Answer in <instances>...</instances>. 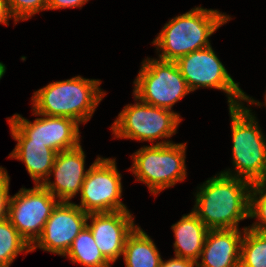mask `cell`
Segmentation results:
<instances>
[{"instance_id": "cell-1", "label": "cell", "mask_w": 266, "mask_h": 267, "mask_svg": "<svg viewBox=\"0 0 266 267\" xmlns=\"http://www.w3.org/2000/svg\"><path fill=\"white\" fill-rule=\"evenodd\" d=\"M251 185L219 172L197 187L192 211L209 230L239 229V222L249 218Z\"/></svg>"}, {"instance_id": "cell-2", "label": "cell", "mask_w": 266, "mask_h": 267, "mask_svg": "<svg viewBox=\"0 0 266 267\" xmlns=\"http://www.w3.org/2000/svg\"><path fill=\"white\" fill-rule=\"evenodd\" d=\"M232 18L215 9L194 7L164 25L152 41L158 59L176 62L179 58L211 45L209 37Z\"/></svg>"}, {"instance_id": "cell-3", "label": "cell", "mask_w": 266, "mask_h": 267, "mask_svg": "<svg viewBox=\"0 0 266 267\" xmlns=\"http://www.w3.org/2000/svg\"><path fill=\"white\" fill-rule=\"evenodd\" d=\"M99 79H86L80 75L56 81L34 92L32 109L46 116L68 117L79 124L91 119L100 101L106 95Z\"/></svg>"}, {"instance_id": "cell-4", "label": "cell", "mask_w": 266, "mask_h": 267, "mask_svg": "<svg viewBox=\"0 0 266 267\" xmlns=\"http://www.w3.org/2000/svg\"><path fill=\"white\" fill-rule=\"evenodd\" d=\"M231 119L233 170L221 173L246 179L251 183L266 181V137L251 108L228 107Z\"/></svg>"}, {"instance_id": "cell-5", "label": "cell", "mask_w": 266, "mask_h": 267, "mask_svg": "<svg viewBox=\"0 0 266 267\" xmlns=\"http://www.w3.org/2000/svg\"><path fill=\"white\" fill-rule=\"evenodd\" d=\"M132 171L136 180L147 185L157 195L187 177L186 143L147 145L131 155Z\"/></svg>"}, {"instance_id": "cell-6", "label": "cell", "mask_w": 266, "mask_h": 267, "mask_svg": "<svg viewBox=\"0 0 266 267\" xmlns=\"http://www.w3.org/2000/svg\"><path fill=\"white\" fill-rule=\"evenodd\" d=\"M133 97L136 102L126 105L110 127L114 137L148 141L153 145L173 143L167 139L176 134L182 121L180 114L146 104ZM158 139L161 141H156Z\"/></svg>"}, {"instance_id": "cell-7", "label": "cell", "mask_w": 266, "mask_h": 267, "mask_svg": "<svg viewBox=\"0 0 266 267\" xmlns=\"http://www.w3.org/2000/svg\"><path fill=\"white\" fill-rule=\"evenodd\" d=\"M187 86L194 92L200 87L215 88L226 93L228 106L248 104L262 106L263 103L248 96L228 73L210 45L191 52L176 61Z\"/></svg>"}, {"instance_id": "cell-8", "label": "cell", "mask_w": 266, "mask_h": 267, "mask_svg": "<svg viewBox=\"0 0 266 267\" xmlns=\"http://www.w3.org/2000/svg\"><path fill=\"white\" fill-rule=\"evenodd\" d=\"M141 65L132 94L140 101L173 111V105L191 92L176 62L147 58Z\"/></svg>"}, {"instance_id": "cell-9", "label": "cell", "mask_w": 266, "mask_h": 267, "mask_svg": "<svg viewBox=\"0 0 266 267\" xmlns=\"http://www.w3.org/2000/svg\"><path fill=\"white\" fill-rule=\"evenodd\" d=\"M122 175L116 158L97 156L89 166L88 174L80 191V207L87 213L116 212L128 210L122 198Z\"/></svg>"}, {"instance_id": "cell-10", "label": "cell", "mask_w": 266, "mask_h": 267, "mask_svg": "<svg viewBox=\"0 0 266 267\" xmlns=\"http://www.w3.org/2000/svg\"><path fill=\"white\" fill-rule=\"evenodd\" d=\"M60 201L42 185L21 188L11 196L8 220L32 245L42 234L44 225Z\"/></svg>"}, {"instance_id": "cell-11", "label": "cell", "mask_w": 266, "mask_h": 267, "mask_svg": "<svg viewBox=\"0 0 266 267\" xmlns=\"http://www.w3.org/2000/svg\"><path fill=\"white\" fill-rule=\"evenodd\" d=\"M88 215L75 203L60 201L46 221L42 234L31 245V252L39 248L64 256L73 240L87 225Z\"/></svg>"}, {"instance_id": "cell-12", "label": "cell", "mask_w": 266, "mask_h": 267, "mask_svg": "<svg viewBox=\"0 0 266 267\" xmlns=\"http://www.w3.org/2000/svg\"><path fill=\"white\" fill-rule=\"evenodd\" d=\"M41 116L34 122L22 117L20 114H13L9 119L28 139L32 142L44 143L47 147L57 153L78 147L80 141V124L68 117Z\"/></svg>"}, {"instance_id": "cell-13", "label": "cell", "mask_w": 266, "mask_h": 267, "mask_svg": "<svg viewBox=\"0 0 266 267\" xmlns=\"http://www.w3.org/2000/svg\"><path fill=\"white\" fill-rule=\"evenodd\" d=\"M134 220L130 210L89 213L87 226L97 247L111 264L123 255L127 237L138 226Z\"/></svg>"}, {"instance_id": "cell-14", "label": "cell", "mask_w": 266, "mask_h": 267, "mask_svg": "<svg viewBox=\"0 0 266 267\" xmlns=\"http://www.w3.org/2000/svg\"><path fill=\"white\" fill-rule=\"evenodd\" d=\"M85 152L82 146L58 152L49 177L42 186L59 201L70 202L81 191L88 174L85 169ZM51 176L54 181L51 182Z\"/></svg>"}, {"instance_id": "cell-15", "label": "cell", "mask_w": 266, "mask_h": 267, "mask_svg": "<svg viewBox=\"0 0 266 267\" xmlns=\"http://www.w3.org/2000/svg\"><path fill=\"white\" fill-rule=\"evenodd\" d=\"M241 229L209 230L197 267H239L241 243L244 234Z\"/></svg>"}, {"instance_id": "cell-16", "label": "cell", "mask_w": 266, "mask_h": 267, "mask_svg": "<svg viewBox=\"0 0 266 267\" xmlns=\"http://www.w3.org/2000/svg\"><path fill=\"white\" fill-rule=\"evenodd\" d=\"M8 123L11 136L17 141L9 159L22 161L35 185H42L49 177L57 152L44 143L32 142L9 119Z\"/></svg>"}, {"instance_id": "cell-17", "label": "cell", "mask_w": 266, "mask_h": 267, "mask_svg": "<svg viewBox=\"0 0 266 267\" xmlns=\"http://www.w3.org/2000/svg\"><path fill=\"white\" fill-rule=\"evenodd\" d=\"M175 236L174 254L176 257L198 262L209 229L191 210L171 226Z\"/></svg>"}, {"instance_id": "cell-18", "label": "cell", "mask_w": 266, "mask_h": 267, "mask_svg": "<svg viewBox=\"0 0 266 267\" xmlns=\"http://www.w3.org/2000/svg\"><path fill=\"white\" fill-rule=\"evenodd\" d=\"M122 256L126 267H160L163 260L152 238L140 226L127 237Z\"/></svg>"}, {"instance_id": "cell-19", "label": "cell", "mask_w": 266, "mask_h": 267, "mask_svg": "<svg viewBox=\"0 0 266 267\" xmlns=\"http://www.w3.org/2000/svg\"><path fill=\"white\" fill-rule=\"evenodd\" d=\"M63 257L83 267H112L95 243L91 230L86 225L73 240L69 250Z\"/></svg>"}, {"instance_id": "cell-20", "label": "cell", "mask_w": 266, "mask_h": 267, "mask_svg": "<svg viewBox=\"0 0 266 267\" xmlns=\"http://www.w3.org/2000/svg\"><path fill=\"white\" fill-rule=\"evenodd\" d=\"M31 252V245L7 219L0 223V267H10L20 253Z\"/></svg>"}, {"instance_id": "cell-21", "label": "cell", "mask_w": 266, "mask_h": 267, "mask_svg": "<svg viewBox=\"0 0 266 267\" xmlns=\"http://www.w3.org/2000/svg\"><path fill=\"white\" fill-rule=\"evenodd\" d=\"M239 267H266V232L244 229Z\"/></svg>"}, {"instance_id": "cell-22", "label": "cell", "mask_w": 266, "mask_h": 267, "mask_svg": "<svg viewBox=\"0 0 266 267\" xmlns=\"http://www.w3.org/2000/svg\"><path fill=\"white\" fill-rule=\"evenodd\" d=\"M249 218L256 219L247 228L266 232V181L252 183L249 195Z\"/></svg>"}, {"instance_id": "cell-23", "label": "cell", "mask_w": 266, "mask_h": 267, "mask_svg": "<svg viewBox=\"0 0 266 267\" xmlns=\"http://www.w3.org/2000/svg\"><path fill=\"white\" fill-rule=\"evenodd\" d=\"M47 2L48 0H8V5L12 16L19 22L47 10Z\"/></svg>"}, {"instance_id": "cell-24", "label": "cell", "mask_w": 266, "mask_h": 267, "mask_svg": "<svg viewBox=\"0 0 266 267\" xmlns=\"http://www.w3.org/2000/svg\"><path fill=\"white\" fill-rule=\"evenodd\" d=\"M10 177L7 170L0 166V223L8 219L11 196L9 195Z\"/></svg>"}, {"instance_id": "cell-25", "label": "cell", "mask_w": 266, "mask_h": 267, "mask_svg": "<svg viewBox=\"0 0 266 267\" xmlns=\"http://www.w3.org/2000/svg\"><path fill=\"white\" fill-rule=\"evenodd\" d=\"M89 0H48L47 10H59L63 8H75L82 6Z\"/></svg>"}, {"instance_id": "cell-26", "label": "cell", "mask_w": 266, "mask_h": 267, "mask_svg": "<svg viewBox=\"0 0 266 267\" xmlns=\"http://www.w3.org/2000/svg\"><path fill=\"white\" fill-rule=\"evenodd\" d=\"M160 267H197L196 262L184 259L180 257L170 258L169 260L163 261L160 264Z\"/></svg>"}, {"instance_id": "cell-27", "label": "cell", "mask_w": 266, "mask_h": 267, "mask_svg": "<svg viewBox=\"0 0 266 267\" xmlns=\"http://www.w3.org/2000/svg\"><path fill=\"white\" fill-rule=\"evenodd\" d=\"M9 19H13L14 24L16 25L17 21L11 14L8 5V0H0V23L9 26L8 24Z\"/></svg>"}, {"instance_id": "cell-28", "label": "cell", "mask_w": 266, "mask_h": 267, "mask_svg": "<svg viewBox=\"0 0 266 267\" xmlns=\"http://www.w3.org/2000/svg\"><path fill=\"white\" fill-rule=\"evenodd\" d=\"M5 72H6V66L2 62H0V80L4 76Z\"/></svg>"}, {"instance_id": "cell-29", "label": "cell", "mask_w": 266, "mask_h": 267, "mask_svg": "<svg viewBox=\"0 0 266 267\" xmlns=\"http://www.w3.org/2000/svg\"><path fill=\"white\" fill-rule=\"evenodd\" d=\"M264 101H265V103L263 104V105H265L266 106V93H265V95H264Z\"/></svg>"}]
</instances>
